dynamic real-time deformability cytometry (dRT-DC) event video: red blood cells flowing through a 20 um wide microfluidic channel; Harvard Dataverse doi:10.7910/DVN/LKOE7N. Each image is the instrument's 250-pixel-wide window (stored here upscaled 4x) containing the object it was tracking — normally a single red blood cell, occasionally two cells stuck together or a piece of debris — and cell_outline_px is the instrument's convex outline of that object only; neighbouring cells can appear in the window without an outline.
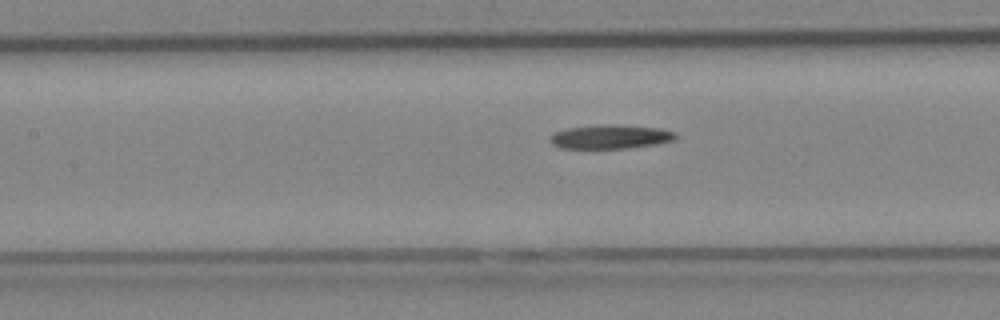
{"species": "Egyptian fruit bat (a non-hibernating species)", "species_latin": "Rousettus aegyptiacus", "temperature_condition": "cold", "stored_images_in_passage": 29, "camera_frame_rate_fps": 3000, "um_per_image_px": 0.085, "animal": {"sex": "female"}, "frame": {"image": 1, "passage_image": 17, "time_ms": 5.333, "image_size_px": [1000, 320], "cell_outline_px": [[676, 140], [656, 144], [628, 148], [560, 148], [552, 144], [548, 140], [556, 132], [568, 128], [608, 124], [616, 124], [660, 128], [676, 132]], "centroid_in_image_um": [51.93, 11.62], "position_along_channel_um": 155.5, "area_um2": 17.51}}